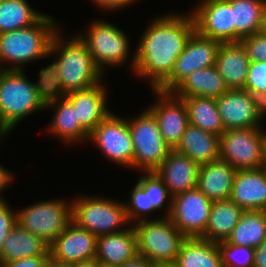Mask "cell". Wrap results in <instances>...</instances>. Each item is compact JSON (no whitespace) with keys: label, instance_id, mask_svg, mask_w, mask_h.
<instances>
[{"label":"cell","instance_id":"obj_1","mask_svg":"<svg viewBox=\"0 0 266 267\" xmlns=\"http://www.w3.org/2000/svg\"><path fill=\"white\" fill-rule=\"evenodd\" d=\"M135 49L134 76L156 89L172 72L177 57L195 31L191 12L169 13L152 18Z\"/></svg>","mask_w":266,"mask_h":267},{"label":"cell","instance_id":"obj_2","mask_svg":"<svg viewBox=\"0 0 266 267\" xmlns=\"http://www.w3.org/2000/svg\"><path fill=\"white\" fill-rule=\"evenodd\" d=\"M49 57L56 59L45 70L48 94L65 95L104 82L88 47L75 34L63 38L60 28L52 38Z\"/></svg>","mask_w":266,"mask_h":267},{"label":"cell","instance_id":"obj_3","mask_svg":"<svg viewBox=\"0 0 266 267\" xmlns=\"http://www.w3.org/2000/svg\"><path fill=\"white\" fill-rule=\"evenodd\" d=\"M46 67L39 70L36 83L24 70H0V126L12 133L18 123L35 112L45 110Z\"/></svg>","mask_w":266,"mask_h":267},{"label":"cell","instance_id":"obj_4","mask_svg":"<svg viewBox=\"0 0 266 267\" xmlns=\"http://www.w3.org/2000/svg\"><path fill=\"white\" fill-rule=\"evenodd\" d=\"M54 20L44 13L33 25L0 34V70H25L24 65L49 58L52 38L61 26Z\"/></svg>","mask_w":266,"mask_h":267},{"label":"cell","instance_id":"obj_5","mask_svg":"<svg viewBox=\"0 0 266 267\" xmlns=\"http://www.w3.org/2000/svg\"><path fill=\"white\" fill-rule=\"evenodd\" d=\"M88 47L95 65L104 74L106 67H123L129 58L130 69L134 71L136 56L131 55L130 38L117 25L97 18L90 23L86 33L76 34Z\"/></svg>","mask_w":266,"mask_h":267},{"label":"cell","instance_id":"obj_6","mask_svg":"<svg viewBox=\"0 0 266 267\" xmlns=\"http://www.w3.org/2000/svg\"><path fill=\"white\" fill-rule=\"evenodd\" d=\"M71 203L72 222L96 236L120 232L131 225L124 200L121 202L101 195H83L72 199Z\"/></svg>","mask_w":266,"mask_h":267},{"label":"cell","instance_id":"obj_7","mask_svg":"<svg viewBox=\"0 0 266 267\" xmlns=\"http://www.w3.org/2000/svg\"><path fill=\"white\" fill-rule=\"evenodd\" d=\"M136 222L138 254L154 264L174 263L186 237L173 225L169 217Z\"/></svg>","mask_w":266,"mask_h":267},{"label":"cell","instance_id":"obj_8","mask_svg":"<svg viewBox=\"0 0 266 267\" xmlns=\"http://www.w3.org/2000/svg\"><path fill=\"white\" fill-rule=\"evenodd\" d=\"M143 111L133 119L127 118L134 150L133 170L140 173L155 171L171 150L154 115L147 108Z\"/></svg>","mask_w":266,"mask_h":267},{"label":"cell","instance_id":"obj_9","mask_svg":"<svg viewBox=\"0 0 266 267\" xmlns=\"http://www.w3.org/2000/svg\"><path fill=\"white\" fill-rule=\"evenodd\" d=\"M71 222L72 203L68 199L42 200L17 211V224L40 237L48 246Z\"/></svg>","mask_w":266,"mask_h":267},{"label":"cell","instance_id":"obj_10","mask_svg":"<svg viewBox=\"0 0 266 267\" xmlns=\"http://www.w3.org/2000/svg\"><path fill=\"white\" fill-rule=\"evenodd\" d=\"M265 132L264 127L225 130L220 136L219 158L236 170L261 168Z\"/></svg>","mask_w":266,"mask_h":267},{"label":"cell","instance_id":"obj_11","mask_svg":"<svg viewBox=\"0 0 266 267\" xmlns=\"http://www.w3.org/2000/svg\"><path fill=\"white\" fill-rule=\"evenodd\" d=\"M88 141L115 165L133 170L134 150L127 118L109 113L90 133Z\"/></svg>","mask_w":266,"mask_h":267},{"label":"cell","instance_id":"obj_12","mask_svg":"<svg viewBox=\"0 0 266 267\" xmlns=\"http://www.w3.org/2000/svg\"><path fill=\"white\" fill-rule=\"evenodd\" d=\"M220 44L219 41L204 37L195 30L183 52L177 57L171 74L156 89L172 92L194 71L215 66Z\"/></svg>","mask_w":266,"mask_h":267},{"label":"cell","instance_id":"obj_13","mask_svg":"<svg viewBox=\"0 0 266 267\" xmlns=\"http://www.w3.org/2000/svg\"><path fill=\"white\" fill-rule=\"evenodd\" d=\"M212 201L197 187L173 196L169 219L186 238H201L209 221Z\"/></svg>","mask_w":266,"mask_h":267},{"label":"cell","instance_id":"obj_14","mask_svg":"<svg viewBox=\"0 0 266 267\" xmlns=\"http://www.w3.org/2000/svg\"><path fill=\"white\" fill-rule=\"evenodd\" d=\"M195 30L220 43H235L233 8L230 0H200L192 8Z\"/></svg>","mask_w":266,"mask_h":267},{"label":"cell","instance_id":"obj_15","mask_svg":"<svg viewBox=\"0 0 266 267\" xmlns=\"http://www.w3.org/2000/svg\"><path fill=\"white\" fill-rule=\"evenodd\" d=\"M157 97L148 110L158 122L160 134L170 149H175L180 143L186 127L189 125L188 111L182 98L173 92H163L151 89Z\"/></svg>","mask_w":266,"mask_h":267},{"label":"cell","instance_id":"obj_16","mask_svg":"<svg viewBox=\"0 0 266 267\" xmlns=\"http://www.w3.org/2000/svg\"><path fill=\"white\" fill-rule=\"evenodd\" d=\"M216 103L225 130L264 127L247 90L228 89Z\"/></svg>","mask_w":266,"mask_h":267},{"label":"cell","instance_id":"obj_17","mask_svg":"<svg viewBox=\"0 0 266 267\" xmlns=\"http://www.w3.org/2000/svg\"><path fill=\"white\" fill-rule=\"evenodd\" d=\"M97 236L71 222L49 246L50 257L65 263L95 260Z\"/></svg>","mask_w":266,"mask_h":267},{"label":"cell","instance_id":"obj_18","mask_svg":"<svg viewBox=\"0 0 266 267\" xmlns=\"http://www.w3.org/2000/svg\"><path fill=\"white\" fill-rule=\"evenodd\" d=\"M54 110L52 120L48 127L50 135L59 138L63 143L77 144L88 141L90 134L80 125L77 120L76 109L63 96L47 94L45 110Z\"/></svg>","mask_w":266,"mask_h":267},{"label":"cell","instance_id":"obj_19","mask_svg":"<svg viewBox=\"0 0 266 267\" xmlns=\"http://www.w3.org/2000/svg\"><path fill=\"white\" fill-rule=\"evenodd\" d=\"M107 88L101 83L63 95L76 109L77 120L90 134L109 114Z\"/></svg>","mask_w":266,"mask_h":267},{"label":"cell","instance_id":"obj_20","mask_svg":"<svg viewBox=\"0 0 266 267\" xmlns=\"http://www.w3.org/2000/svg\"><path fill=\"white\" fill-rule=\"evenodd\" d=\"M199 166L188 156L171 149L155 170L172 196L197 187Z\"/></svg>","mask_w":266,"mask_h":267},{"label":"cell","instance_id":"obj_21","mask_svg":"<svg viewBox=\"0 0 266 267\" xmlns=\"http://www.w3.org/2000/svg\"><path fill=\"white\" fill-rule=\"evenodd\" d=\"M230 199L244 211H266V170H237Z\"/></svg>","mask_w":266,"mask_h":267},{"label":"cell","instance_id":"obj_22","mask_svg":"<svg viewBox=\"0 0 266 267\" xmlns=\"http://www.w3.org/2000/svg\"><path fill=\"white\" fill-rule=\"evenodd\" d=\"M236 169L218 158L199 166L197 188L213 201L228 200L231 197Z\"/></svg>","mask_w":266,"mask_h":267},{"label":"cell","instance_id":"obj_23","mask_svg":"<svg viewBox=\"0 0 266 267\" xmlns=\"http://www.w3.org/2000/svg\"><path fill=\"white\" fill-rule=\"evenodd\" d=\"M138 254L133 225L120 232L97 236L95 260L98 263L120 266Z\"/></svg>","mask_w":266,"mask_h":267},{"label":"cell","instance_id":"obj_24","mask_svg":"<svg viewBox=\"0 0 266 267\" xmlns=\"http://www.w3.org/2000/svg\"><path fill=\"white\" fill-rule=\"evenodd\" d=\"M250 62L241 42L219 45L215 66L228 89H244Z\"/></svg>","mask_w":266,"mask_h":267},{"label":"cell","instance_id":"obj_25","mask_svg":"<svg viewBox=\"0 0 266 267\" xmlns=\"http://www.w3.org/2000/svg\"><path fill=\"white\" fill-rule=\"evenodd\" d=\"M175 150L201 166L219 158L220 137L189 124Z\"/></svg>","mask_w":266,"mask_h":267},{"label":"cell","instance_id":"obj_26","mask_svg":"<svg viewBox=\"0 0 266 267\" xmlns=\"http://www.w3.org/2000/svg\"><path fill=\"white\" fill-rule=\"evenodd\" d=\"M228 90L216 66L202 68L187 76L172 92L177 97L218 98Z\"/></svg>","mask_w":266,"mask_h":267},{"label":"cell","instance_id":"obj_27","mask_svg":"<svg viewBox=\"0 0 266 267\" xmlns=\"http://www.w3.org/2000/svg\"><path fill=\"white\" fill-rule=\"evenodd\" d=\"M31 256H50L49 246L40 237L16 224L4 241L0 251V262Z\"/></svg>","mask_w":266,"mask_h":267},{"label":"cell","instance_id":"obj_28","mask_svg":"<svg viewBox=\"0 0 266 267\" xmlns=\"http://www.w3.org/2000/svg\"><path fill=\"white\" fill-rule=\"evenodd\" d=\"M243 211L231 199L213 201L209 221L201 239L212 242L226 240L238 224Z\"/></svg>","mask_w":266,"mask_h":267},{"label":"cell","instance_id":"obj_29","mask_svg":"<svg viewBox=\"0 0 266 267\" xmlns=\"http://www.w3.org/2000/svg\"><path fill=\"white\" fill-rule=\"evenodd\" d=\"M176 267H223L217 242L186 238L173 263Z\"/></svg>","mask_w":266,"mask_h":267},{"label":"cell","instance_id":"obj_30","mask_svg":"<svg viewBox=\"0 0 266 267\" xmlns=\"http://www.w3.org/2000/svg\"><path fill=\"white\" fill-rule=\"evenodd\" d=\"M186 104L189 124L202 130L221 136L225 129L218 111L216 98L211 97H179Z\"/></svg>","mask_w":266,"mask_h":267},{"label":"cell","instance_id":"obj_31","mask_svg":"<svg viewBox=\"0 0 266 267\" xmlns=\"http://www.w3.org/2000/svg\"><path fill=\"white\" fill-rule=\"evenodd\" d=\"M266 239V211H243L238 224L226 239L230 244L257 248Z\"/></svg>","mask_w":266,"mask_h":267},{"label":"cell","instance_id":"obj_32","mask_svg":"<svg viewBox=\"0 0 266 267\" xmlns=\"http://www.w3.org/2000/svg\"><path fill=\"white\" fill-rule=\"evenodd\" d=\"M233 8L235 43L259 32L266 0H230Z\"/></svg>","mask_w":266,"mask_h":267},{"label":"cell","instance_id":"obj_33","mask_svg":"<svg viewBox=\"0 0 266 267\" xmlns=\"http://www.w3.org/2000/svg\"><path fill=\"white\" fill-rule=\"evenodd\" d=\"M44 13L27 0H3L0 3V34L33 25Z\"/></svg>","mask_w":266,"mask_h":267},{"label":"cell","instance_id":"obj_34","mask_svg":"<svg viewBox=\"0 0 266 267\" xmlns=\"http://www.w3.org/2000/svg\"><path fill=\"white\" fill-rule=\"evenodd\" d=\"M143 174L138 177L136 183L145 193H148L149 207H153L156 212L165 209L164 217H168L171 212L173 196L155 171L143 172Z\"/></svg>","mask_w":266,"mask_h":267},{"label":"cell","instance_id":"obj_35","mask_svg":"<svg viewBox=\"0 0 266 267\" xmlns=\"http://www.w3.org/2000/svg\"><path fill=\"white\" fill-rule=\"evenodd\" d=\"M129 194L130 200L124 203L129 223L134 225L136 222L142 220L153 219L150 215H153L156 210L153 207H149L148 193H145V191L135 183Z\"/></svg>","mask_w":266,"mask_h":267},{"label":"cell","instance_id":"obj_36","mask_svg":"<svg viewBox=\"0 0 266 267\" xmlns=\"http://www.w3.org/2000/svg\"><path fill=\"white\" fill-rule=\"evenodd\" d=\"M223 267H254V248L217 242Z\"/></svg>","mask_w":266,"mask_h":267},{"label":"cell","instance_id":"obj_37","mask_svg":"<svg viewBox=\"0 0 266 267\" xmlns=\"http://www.w3.org/2000/svg\"><path fill=\"white\" fill-rule=\"evenodd\" d=\"M244 90L266 91V62L251 61Z\"/></svg>","mask_w":266,"mask_h":267},{"label":"cell","instance_id":"obj_38","mask_svg":"<svg viewBox=\"0 0 266 267\" xmlns=\"http://www.w3.org/2000/svg\"><path fill=\"white\" fill-rule=\"evenodd\" d=\"M251 61L266 62V35L257 32L240 41Z\"/></svg>","mask_w":266,"mask_h":267},{"label":"cell","instance_id":"obj_39","mask_svg":"<svg viewBox=\"0 0 266 267\" xmlns=\"http://www.w3.org/2000/svg\"><path fill=\"white\" fill-rule=\"evenodd\" d=\"M7 200H0V251L12 228L17 224V210Z\"/></svg>","mask_w":266,"mask_h":267},{"label":"cell","instance_id":"obj_40","mask_svg":"<svg viewBox=\"0 0 266 267\" xmlns=\"http://www.w3.org/2000/svg\"><path fill=\"white\" fill-rule=\"evenodd\" d=\"M50 256H31L3 262L2 267H46Z\"/></svg>","mask_w":266,"mask_h":267},{"label":"cell","instance_id":"obj_41","mask_svg":"<svg viewBox=\"0 0 266 267\" xmlns=\"http://www.w3.org/2000/svg\"><path fill=\"white\" fill-rule=\"evenodd\" d=\"M138 0H91L96 8H101L103 11H121L123 8L127 6H131V4L136 3ZM140 1V0H139Z\"/></svg>","mask_w":266,"mask_h":267},{"label":"cell","instance_id":"obj_42","mask_svg":"<svg viewBox=\"0 0 266 267\" xmlns=\"http://www.w3.org/2000/svg\"><path fill=\"white\" fill-rule=\"evenodd\" d=\"M252 102L259 117L264 120L266 118V91L254 92L248 91Z\"/></svg>","mask_w":266,"mask_h":267},{"label":"cell","instance_id":"obj_43","mask_svg":"<svg viewBox=\"0 0 266 267\" xmlns=\"http://www.w3.org/2000/svg\"><path fill=\"white\" fill-rule=\"evenodd\" d=\"M14 179V174H12V171H9L8 169L3 167L0 164V200H6L2 196V192L6 190V188L13 183L12 181Z\"/></svg>","mask_w":266,"mask_h":267},{"label":"cell","instance_id":"obj_44","mask_svg":"<svg viewBox=\"0 0 266 267\" xmlns=\"http://www.w3.org/2000/svg\"><path fill=\"white\" fill-rule=\"evenodd\" d=\"M119 267H155V264L144 256L137 254L129 261L121 264Z\"/></svg>","mask_w":266,"mask_h":267},{"label":"cell","instance_id":"obj_45","mask_svg":"<svg viewBox=\"0 0 266 267\" xmlns=\"http://www.w3.org/2000/svg\"><path fill=\"white\" fill-rule=\"evenodd\" d=\"M254 267H266V239L255 248Z\"/></svg>","mask_w":266,"mask_h":267},{"label":"cell","instance_id":"obj_46","mask_svg":"<svg viewBox=\"0 0 266 267\" xmlns=\"http://www.w3.org/2000/svg\"><path fill=\"white\" fill-rule=\"evenodd\" d=\"M46 267H74V264L56 261L50 257Z\"/></svg>","mask_w":266,"mask_h":267},{"label":"cell","instance_id":"obj_47","mask_svg":"<svg viewBox=\"0 0 266 267\" xmlns=\"http://www.w3.org/2000/svg\"><path fill=\"white\" fill-rule=\"evenodd\" d=\"M74 267H98V262L96 260L77 262L74 263Z\"/></svg>","mask_w":266,"mask_h":267},{"label":"cell","instance_id":"obj_48","mask_svg":"<svg viewBox=\"0 0 266 267\" xmlns=\"http://www.w3.org/2000/svg\"><path fill=\"white\" fill-rule=\"evenodd\" d=\"M259 32L266 35V6L264 7V10H263L261 26H260Z\"/></svg>","mask_w":266,"mask_h":267},{"label":"cell","instance_id":"obj_49","mask_svg":"<svg viewBox=\"0 0 266 267\" xmlns=\"http://www.w3.org/2000/svg\"><path fill=\"white\" fill-rule=\"evenodd\" d=\"M261 168L266 170V132H265V137L263 139V154H262Z\"/></svg>","mask_w":266,"mask_h":267},{"label":"cell","instance_id":"obj_50","mask_svg":"<svg viewBox=\"0 0 266 267\" xmlns=\"http://www.w3.org/2000/svg\"><path fill=\"white\" fill-rule=\"evenodd\" d=\"M9 135L1 126H0V140L2 141V139L4 140V137L7 138Z\"/></svg>","mask_w":266,"mask_h":267},{"label":"cell","instance_id":"obj_51","mask_svg":"<svg viewBox=\"0 0 266 267\" xmlns=\"http://www.w3.org/2000/svg\"><path fill=\"white\" fill-rule=\"evenodd\" d=\"M155 267H176L173 263L155 264Z\"/></svg>","mask_w":266,"mask_h":267},{"label":"cell","instance_id":"obj_52","mask_svg":"<svg viewBox=\"0 0 266 267\" xmlns=\"http://www.w3.org/2000/svg\"><path fill=\"white\" fill-rule=\"evenodd\" d=\"M98 267H119V266H114V265H107L103 263H98Z\"/></svg>","mask_w":266,"mask_h":267}]
</instances>
